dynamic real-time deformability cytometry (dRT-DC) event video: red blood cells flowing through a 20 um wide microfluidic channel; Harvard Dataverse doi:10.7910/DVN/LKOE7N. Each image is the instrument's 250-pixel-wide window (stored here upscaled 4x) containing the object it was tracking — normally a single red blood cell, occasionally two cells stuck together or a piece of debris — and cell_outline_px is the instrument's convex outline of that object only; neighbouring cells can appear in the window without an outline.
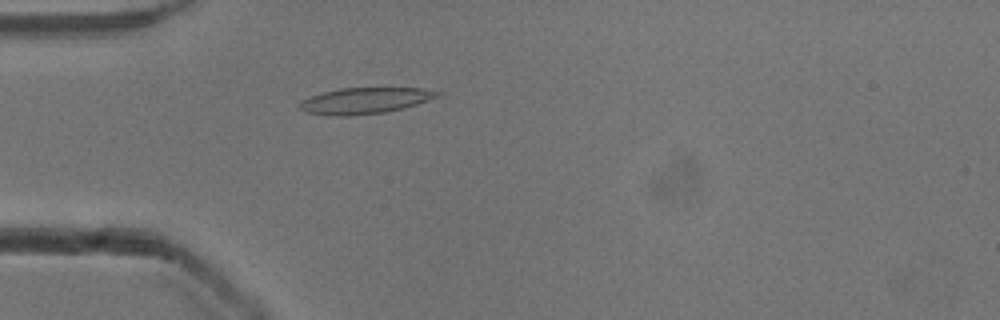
{"species": "common noctule bat (a hibernating species)", "species_latin": "Nyctalus noctula", "temperature_condition": "cold", "stored_images_in_passage": 52, "camera_frame_rate_fps": 3000, "um_per_image_px": 0.085, "animal": {"sex": "male", "body_mass_g": 13.3}, "frame": {"image": 1, "passage_image": 15, "time_ms": 4.667, "image_size_px": [1000, 320], "cell_outline_px": [[444, 92], [440, 96], [404, 108], [384, 112], [348, 116], [336, 116], [304, 112], [300, 108], [300, 100], [324, 92], [340, 88], [420, 88]], "centroid_in_image_um": [31.03, 8.55], "position_along_channel_um": 54.0, "area_um2": 20.87}}
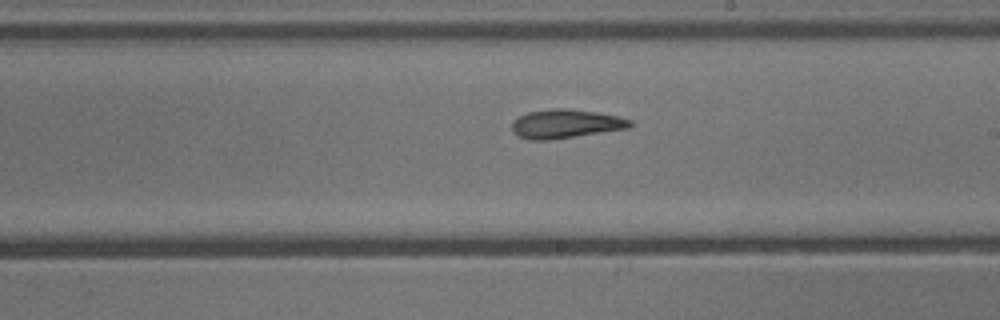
{"frame": {"image": 2, "passage_image": 30, "time_ms": 9.667, "image_size_px": [1000, 320], "cell_outline_px": [[636, 124], [628, 128], [552, 140], [528, 140], [516, 136], [512, 132], [512, 120], [528, 112], [548, 108], [564, 108], [596, 112], [620, 116], [632, 120]], "centroid_in_image_um": [48.07, 10.53], "position_along_channel_um": 240.9, "area_um2": 20.23}}
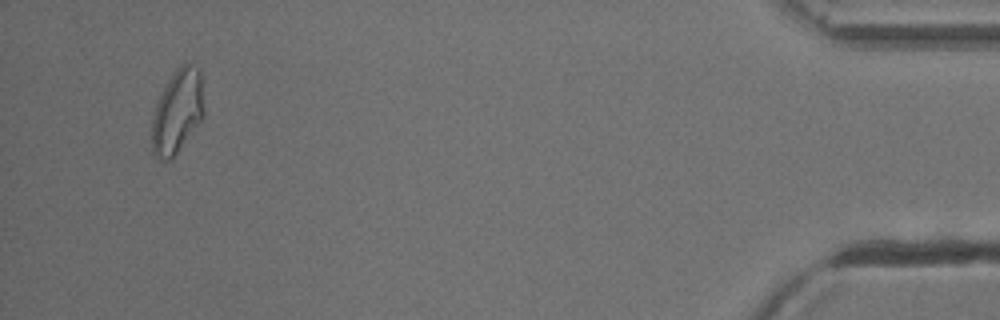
{"frame": {"image": 3, "passage_image": 50, "time_ms": 16.333, "image_size_px": [1000, 320], "cell_outline_px": [[204, 116], [172, 160], [160, 160], [152, 152], [152, 116], [156, 100], [172, 72], [180, 64], [188, 60], [200, 68], [204, 104]], "centroid_in_image_um": [15.08, 9.42], "position_along_channel_um": 420.1, "area_um2": 26.18}, "authors_computed_cell_mechanics": {"area_um2": 20.7502, "velocity_mm_per_s": 3.8844, "shape_relaxation_time_tau1_ms": 6.623, "shape_relaxation_time_tau2_ms": 2.8895, "deformation_change_tau1": 0.1879, "deformation_change_tau2": 0.1011}}